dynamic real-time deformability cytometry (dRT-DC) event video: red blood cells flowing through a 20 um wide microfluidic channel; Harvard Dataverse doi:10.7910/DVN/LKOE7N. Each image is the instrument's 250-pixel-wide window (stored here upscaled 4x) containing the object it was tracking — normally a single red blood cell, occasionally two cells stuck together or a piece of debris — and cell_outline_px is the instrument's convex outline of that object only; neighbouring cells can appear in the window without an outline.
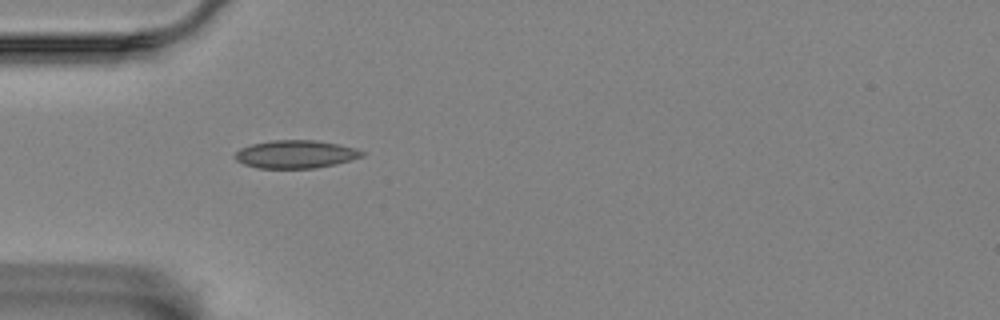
{"species": "Egyptian fruit bat (a non-hibernating species)", "species_latin": "Rousettus aegyptiacus", "temperature_condition": "room temperature", "stored_images_in_passage": 34, "camera_frame_rate_fps": 3000, "um_per_image_px": 0.085, "animal": {"sex": "female"}, "frame": {"image": 1, "passage_image": 1, "time_ms": 0.0, "image_size_px": [1000, 320], "cell_outline_px": [[364, 156], [336, 164], [316, 168], [260, 168], [244, 164], [236, 160], [232, 156], [240, 148], [252, 144], [272, 140], [316, 140], [356, 148], [364, 152]], "centroid_in_image_um": [25.11, 13.11], "position_along_channel_um": 59.9, "area_um2": 20.69}}
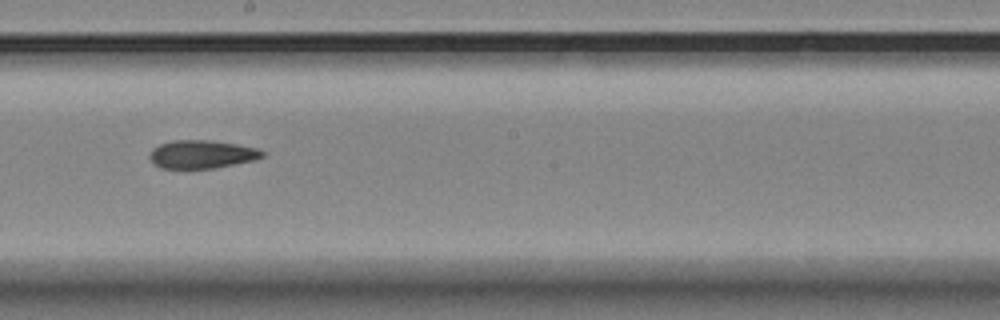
{"frame": {"image": 2, "passage_image": 16, "time_ms": 5.0, "image_size_px": [1000, 320], "cell_outline_px": [[264, 156], [256, 160], [212, 168], [160, 168], [152, 164], [148, 156], [152, 148], [160, 144], [172, 140], [208, 140], [236, 144], [256, 148], [264, 152]], "centroid_in_image_um": [17.1, 13.11], "position_along_channel_um": 231.1, "area_um2": 18.55}}
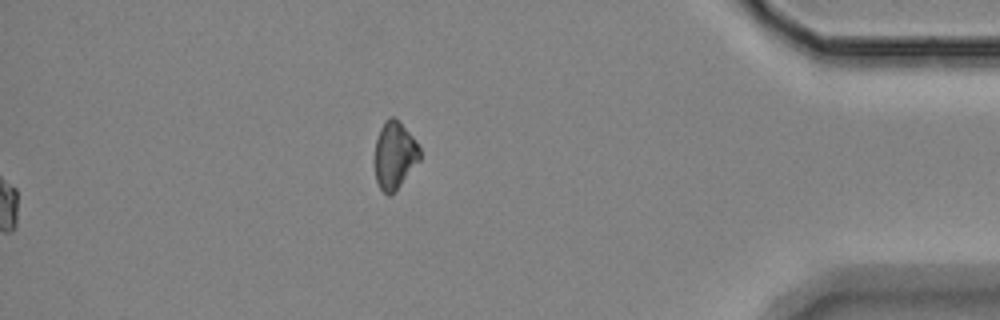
{"frame": {"image": 3, "passage_image": 34, "time_ms": 11.0, "image_size_px": [1000, 320], "cell_outline_px": [[420, 160], [392, 196], [388, 196], [380, 188], [376, 180], [372, 160], [376, 140], [380, 128], [384, 120], [388, 116], [392, 116], [412, 136], [420, 148]], "centroid_in_image_um": [33.49, 13.24], "position_along_channel_um": 401.7, "area_um2": 18.03}, "authors_computed_cell_mechanics": {"area_um2": 18.9006, "velocity_mm_per_s": 3.4546, "shape_relaxation_time_tau1_ms": 7.8255, "shape_relaxation_time_tau2_ms": 9.0695, "deformation_change_tau1": 0.1366, "deformation_change_tau2": 0.164}}